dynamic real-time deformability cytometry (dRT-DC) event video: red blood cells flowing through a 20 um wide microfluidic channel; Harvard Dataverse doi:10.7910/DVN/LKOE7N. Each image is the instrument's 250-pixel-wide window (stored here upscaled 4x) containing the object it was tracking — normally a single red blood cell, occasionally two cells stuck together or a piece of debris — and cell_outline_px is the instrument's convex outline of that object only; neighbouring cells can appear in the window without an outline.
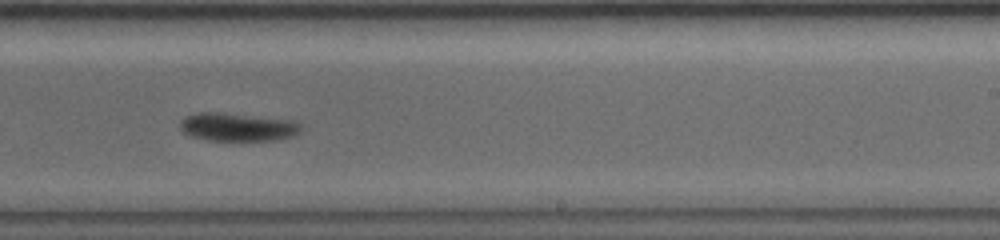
{"species": "common noctule bat (a hibernating species)", "species_latin": "Nyctalus noctula", "temperature_condition": "warm", "stored_images_in_passage": 24, "camera_frame_rate_fps": 5000, "um_per_image_px": 0.085, "animal": {"sex": "female", "body_mass_g": 19.0, "forearm_length_mm": 56.7}, "frame": {"image": 1, "passage_image": 14, "time_ms": 6.0, "image_size_px": [1000, 240], "cell_outline_px": [[300, 128], [296, 132], [288, 136], [272, 140], [212, 140], [196, 136], [184, 132], [180, 124], [188, 116], [200, 112], [208, 112], [280, 120], [296, 124]], "centroid_in_image_um": [20.08, 10.82], "position_along_channel_um": 268.9, "area_um2": 18.03}}
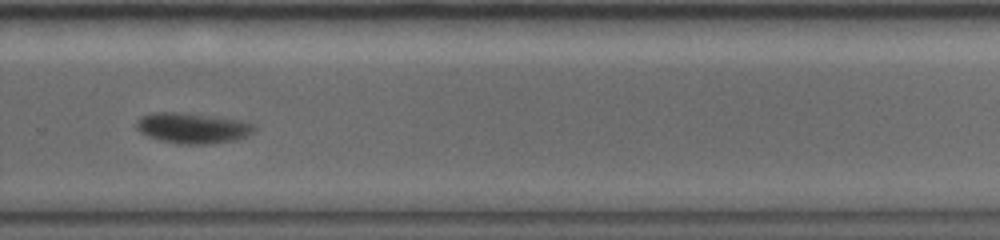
{"frame": {"image": 2, "passage_image": 17, "time_ms": 7.2, "image_size_px": [1000, 240], "cell_outline_px": [[248, 132], [244, 136], [228, 140], [168, 140], [152, 136], [144, 132], [140, 128], [140, 120], [144, 116], [160, 112], [164, 112], [224, 120], [248, 124]], "centroid_in_image_um": [16.23, 10.84], "position_along_channel_um": 313.6, "area_um2": 16.7}, "authors_computed_cell_mechanics": {"area_um2": 19.4497, "velocity_mm_per_s": 3.7124, "shape_relaxation_time_tau1_ms": 2.029, "shape_relaxation_time_tau2_ms": 5.6823, "deformation_change_tau1": 0.0836, "deformation_change_tau2": 0.0711}}